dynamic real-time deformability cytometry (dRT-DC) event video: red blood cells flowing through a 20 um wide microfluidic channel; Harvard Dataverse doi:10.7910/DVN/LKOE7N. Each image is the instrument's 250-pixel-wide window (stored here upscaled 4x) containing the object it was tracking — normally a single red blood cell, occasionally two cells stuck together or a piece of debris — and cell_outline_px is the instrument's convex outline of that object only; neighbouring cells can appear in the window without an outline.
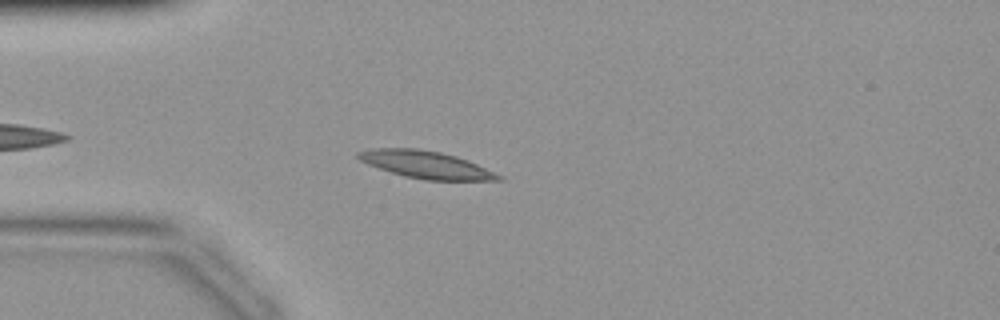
{"species": "common noctule bat (a hibernating species)", "species_latin": "Nyctalus noctula", "temperature_condition": "warm", "stored_images_in_passage": 33, "camera_frame_rate_fps": 3000, "um_per_image_px": 0.085, "animal": {"sex": "female", "body_mass_g": 19.9}, "frame": {"image": 1, "passage_image": 4, "time_ms": 1.0, "image_size_px": [1000, 320], "cell_outline_px": [[504, 180], [424, 180], [404, 176], [368, 164], [360, 160], [356, 156], [356, 152], [372, 148], [416, 148], [440, 152], [456, 156], [468, 160], [504, 176]], "centroid_in_image_um": [36.22, 13.99], "position_along_channel_um": 48.8, "area_um2": 22.31}}
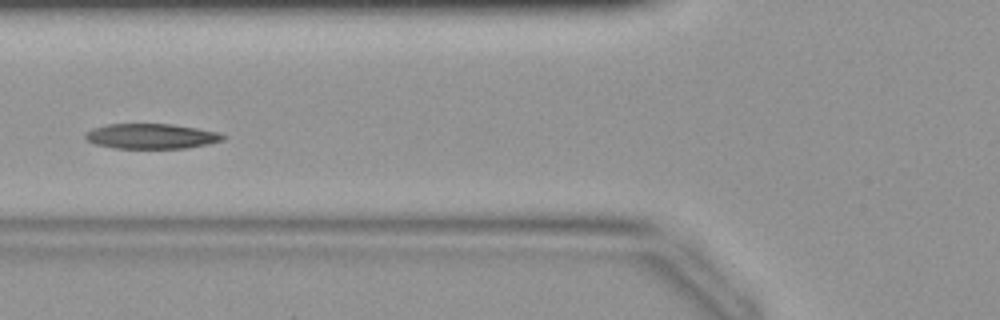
{"frame": {"image": 2, "passage_image": 9, "time_ms": 2.667, "image_size_px": [1000, 320], "cell_outline_px": [[228, 136], [224, 140], [208, 144], [188, 148], [112, 148], [96, 144], [88, 140], [84, 136], [84, 132], [92, 128], [104, 124], [172, 124], [196, 128], [216, 132]], "centroid_in_image_um": [12.84, 11.57], "position_along_channel_um": 113.0, "area_um2": 20.23}}
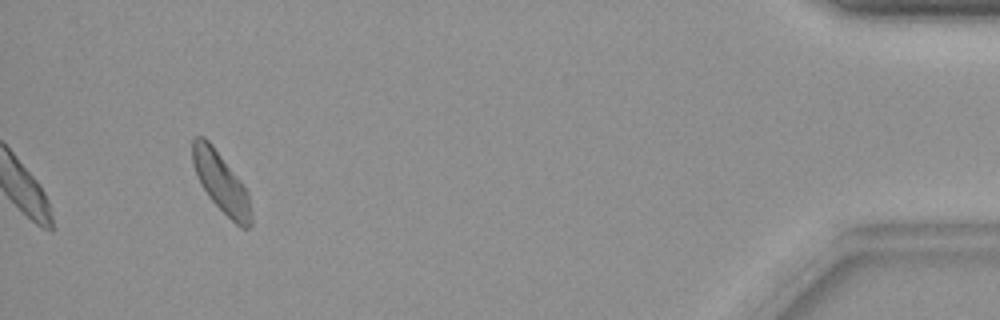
{"frame": {"image": 3, "passage_image": 33, "time_ms": 10.667, "image_size_px": [1000, 320], "cell_outline_px": [[252, 224], [248, 228], [240, 228], [208, 196], [200, 184], [192, 164], [192, 140], [196, 136], [204, 136], [212, 144], [240, 180], [248, 192], [252, 212]], "centroid_in_image_um": [18.79, 15.51], "position_along_channel_um": 416.4, "area_um2": 20.46}}